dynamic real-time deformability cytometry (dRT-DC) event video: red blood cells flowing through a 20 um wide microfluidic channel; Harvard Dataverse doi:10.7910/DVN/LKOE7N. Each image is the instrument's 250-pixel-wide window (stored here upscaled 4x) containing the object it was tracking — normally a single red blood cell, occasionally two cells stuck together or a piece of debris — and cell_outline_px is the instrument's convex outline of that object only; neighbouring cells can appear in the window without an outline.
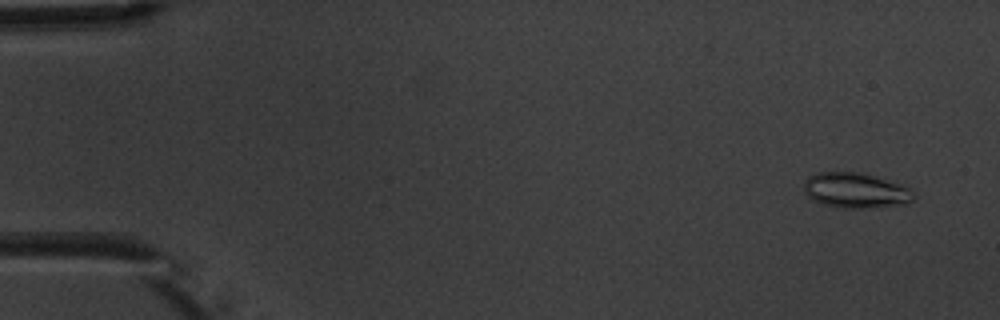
{"species": "common noctule bat (a hibernating species)", "species_latin": "Nyctalus noctula", "temperature_condition": "warm", "stored_images_in_passage": 6, "camera_frame_rate_fps": 3000, "um_per_image_px": 0.085, "animal": {"sex": "male", "body_mass_g": 20.1, "forearm_length_mm": 53.5}, "frame": {"image": 1, "passage_image": 1, "time_ms": 0.0, "image_size_px": [1000, 320], "cell_outline_px": [[916, 200], [908, 204], [864, 208], [840, 208], [824, 204], [812, 200], [804, 192], [804, 180], [808, 176], [816, 172], [860, 172], [904, 184], [916, 196]], "centroid_in_image_um": [72.75, 16.18], "position_along_channel_um": 12.2, "area_um2": 22.95}}
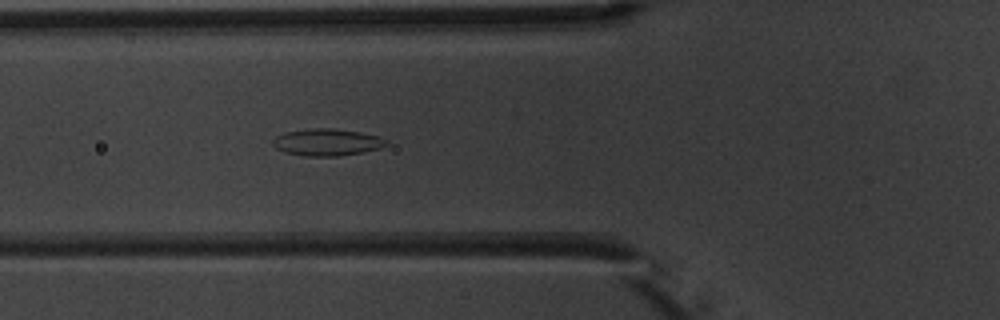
{"frame": {"image": 2, "passage_image": 6, "time_ms": 5.667, "image_size_px": [1000, 320], "cell_outline_px": [[388, 144], [380, 148], [364, 152], [340, 156], [304, 156], [284, 152], [276, 148], [272, 144], [272, 140], [276, 136], [284, 132], [316, 128], [332, 128], [360, 132], [380, 136], [388, 140]], "centroid_in_image_um": [27.81, 12.09], "position_along_channel_um": 98.0, "area_um2": 17.98}}